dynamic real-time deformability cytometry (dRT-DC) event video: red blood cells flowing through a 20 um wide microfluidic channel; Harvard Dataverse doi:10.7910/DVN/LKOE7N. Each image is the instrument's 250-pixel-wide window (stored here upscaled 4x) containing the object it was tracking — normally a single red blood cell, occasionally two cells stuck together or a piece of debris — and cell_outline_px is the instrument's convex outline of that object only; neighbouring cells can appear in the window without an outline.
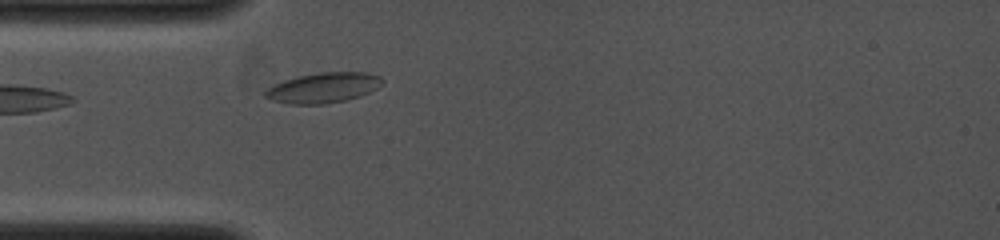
{"species": "common noctule bat (a hibernating species)", "species_latin": "Nyctalus noctula", "temperature_condition": "cold", "stored_images_in_passage": 15, "camera_frame_rate_fps": 4000, "um_per_image_px": 0.085, "animal": {"sex": "female", "body_mass_g": 19.0, "forearm_length_mm": 53.3}, "frame": {"image": 1, "passage_image": 1, "time_ms": 0.0, "image_size_px": [1000, 240], "cell_outline_px": [[384, 80], [376, 88], [360, 96], [344, 100], [324, 104], [292, 104], [272, 100], [264, 96], [264, 92], [268, 88], [284, 80], [300, 76], [320, 72], [368, 72], [380, 76]], "centroid_in_image_um": [27.49, 7.45], "position_along_channel_um": 57.5, "area_um2": 20.35}}
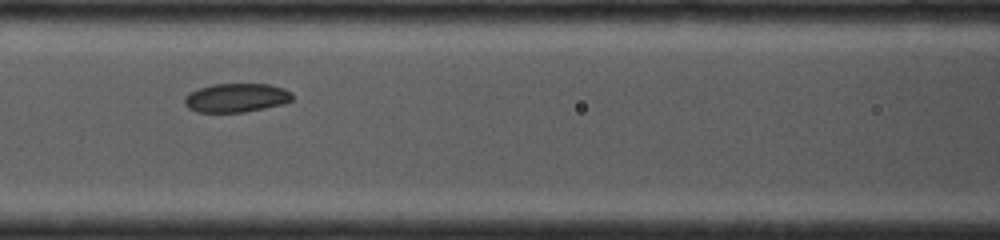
{"frame": {"image": 2, "passage_image": 9, "time_ms": 2.0, "image_size_px": [1000, 240], "cell_outline_px": [[292, 100], [280, 104], [264, 108], [244, 112], [196, 112], [188, 108], [184, 104], [184, 96], [188, 92], [212, 84], [268, 84], [284, 88], [292, 92]], "centroid_in_image_um": [20.04, 8.31], "position_along_channel_um": 146.6, "area_um2": 18.15}}
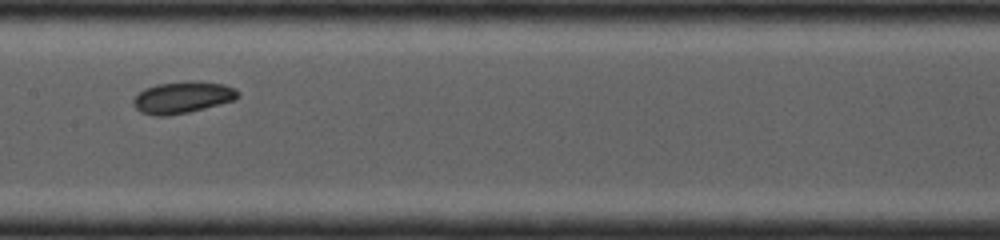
{"frame": {"image": 3, "passage_image": 13, "time_ms": 3.0, "image_size_px": [1000, 240], "cell_outline_px": [[240, 96], [236, 100], [188, 112], [168, 116], [156, 116], [140, 112], [132, 104], [132, 100], [144, 88], [156, 84], [188, 80], [200, 80], [224, 84], [236, 88], [240, 92]], "centroid_in_image_um": [15.55, 8.26], "position_along_channel_um": 191.9, "area_um2": 19.77}}